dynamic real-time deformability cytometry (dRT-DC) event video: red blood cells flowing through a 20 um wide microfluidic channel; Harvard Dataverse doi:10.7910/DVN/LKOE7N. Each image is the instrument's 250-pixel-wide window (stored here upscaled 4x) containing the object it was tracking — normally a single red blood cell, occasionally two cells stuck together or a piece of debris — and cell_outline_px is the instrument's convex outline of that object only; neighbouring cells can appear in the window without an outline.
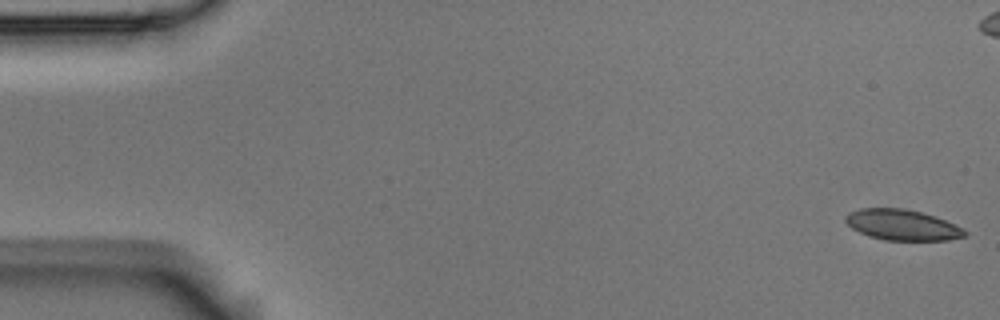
{"species": "Egyptian fruit bat (a non-hibernating species)", "species_latin": "Rousettus aegyptiacus", "temperature_condition": "room temperature", "stored_images_in_passage": 6, "camera_frame_rate_fps": 3000, "um_per_image_px": 0.085, "animal": {"sex": "male"}, "frame": {"image": 1, "passage_image": 1, "time_ms": 0.0, "image_size_px": [1000, 320], "cell_outline_px": [[968, 236], [948, 240], [884, 240], [868, 236], [852, 228], [844, 220], [844, 216], [848, 212], [860, 208], [904, 208], [936, 216], [956, 224], [964, 228], [968, 232]], "centroid_in_image_um": [76.72, 19.11], "position_along_channel_um": 8.3, "area_um2": 21.62}}